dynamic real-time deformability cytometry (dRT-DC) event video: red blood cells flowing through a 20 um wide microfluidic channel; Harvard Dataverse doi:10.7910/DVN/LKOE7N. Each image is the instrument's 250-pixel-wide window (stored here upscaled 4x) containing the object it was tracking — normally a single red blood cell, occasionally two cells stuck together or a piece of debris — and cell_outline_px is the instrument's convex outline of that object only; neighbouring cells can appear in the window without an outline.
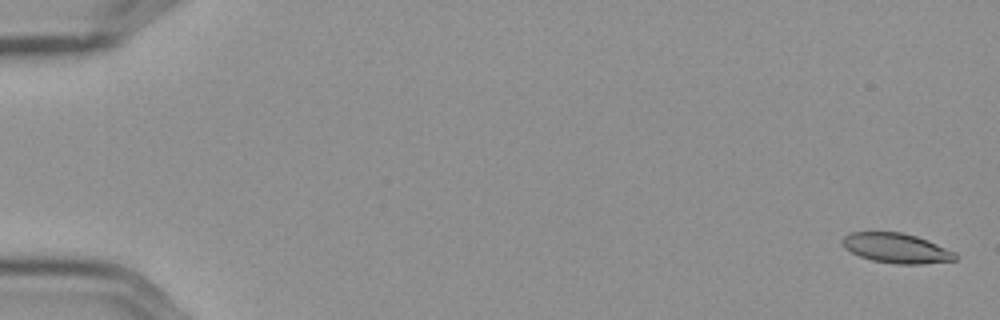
{"species": "Egyptian fruit bat (a non-hibernating species)", "species_latin": "Rousettus aegyptiacus", "temperature_condition": "cold", "stored_images_in_passage": 57, "camera_frame_rate_fps": 3000, "um_per_image_px": 0.085, "frame": {"image": 1, "passage_image": 1, "time_ms": 0.0, "image_size_px": [1000, 320], "cell_outline_px": [[956, 260], [920, 264], [896, 264], [872, 260], [860, 256], [844, 248], [840, 240], [844, 236], [852, 232], [900, 232], [916, 236], [928, 240], [956, 252]], "centroid_in_image_um": [76.18, 21.09], "position_along_channel_um": 8.8, "area_um2": 19.59}}
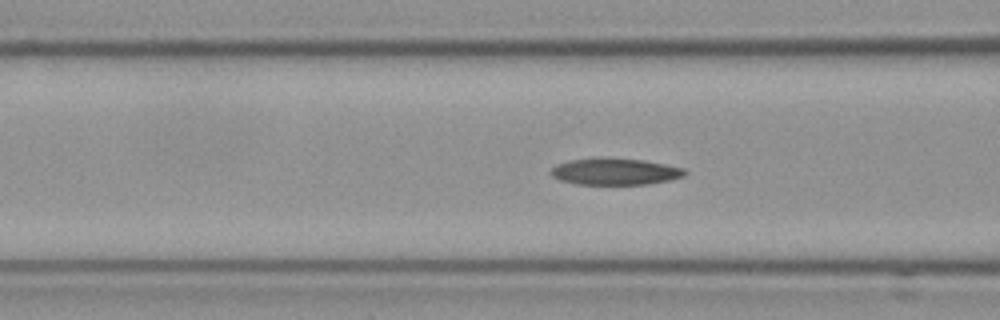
{"frame": {"image": 2, "passage_image": 23, "time_ms": 7.333, "image_size_px": [1000, 320], "cell_outline_px": [[688, 172], [684, 176], [668, 180], [648, 184], [576, 184], [560, 180], [552, 176], [548, 172], [556, 164], [568, 160], [644, 160], [684, 168]], "centroid_in_image_um": [52.28, 14.62], "position_along_channel_um": 114.3, "area_um2": 20.06}}
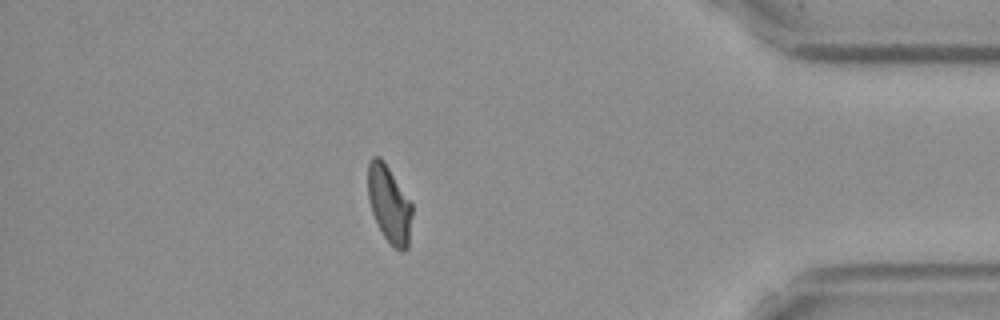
{"frame": {"image": 3, "passage_image": 50, "time_ms": 16.333, "image_size_px": [1000, 320], "cell_outline_px": [[412, 216], [408, 248], [404, 252], [400, 252], [384, 236], [372, 212], [368, 196], [368, 164], [372, 156], [380, 156], [384, 160], [412, 204]], "centroid_in_image_um": [33.09, 17.34], "position_along_channel_um": 402.1, "area_um2": 19.71}, "authors_computed_cell_mechanics": {"area_um2": 20.3456, "velocity_mm_per_s": 3.5862, "shape_relaxation_time_tau1_ms": 5.4382, "shape_relaxation_time_tau2_ms": 3.8093, "deformation_change_tau1": 0.1674, "deformation_change_tau2": 0.1079}}